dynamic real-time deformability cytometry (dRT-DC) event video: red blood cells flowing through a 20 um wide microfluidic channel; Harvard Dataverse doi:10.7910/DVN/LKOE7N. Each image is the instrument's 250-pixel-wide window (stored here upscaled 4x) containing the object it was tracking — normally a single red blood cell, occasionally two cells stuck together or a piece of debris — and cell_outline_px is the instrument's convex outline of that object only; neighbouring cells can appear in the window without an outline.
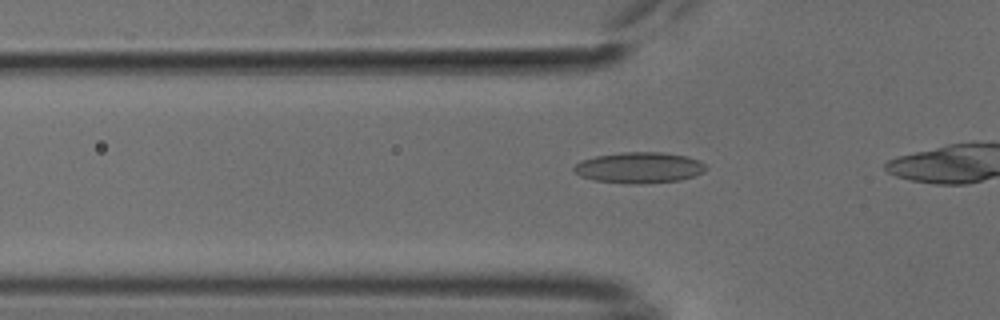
{"species": "common noctule bat (a hibernating species)", "species_latin": "Nyctalus noctula", "temperature_condition": "cold", "stored_images_in_passage": 16, "camera_frame_rate_fps": 3000, "um_per_image_px": 0.085, "animal": {"sex": "male", "body_mass_g": 18.8}, "frame": {"image": 1, "passage_image": 7, "time_ms": 2.0, "image_size_px": [1000, 320], "cell_outline_px": [[708, 168], [704, 172], [680, 180], [632, 184], [628, 184], [596, 180], [580, 176], [572, 172], [572, 168], [580, 160], [596, 156], [624, 152], [660, 152], [688, 156], [700, 160]], "centroid_in_image_um": [54.32, 14.24], "position_along_channel_um": 71.5, "area_um2": 23.81}}
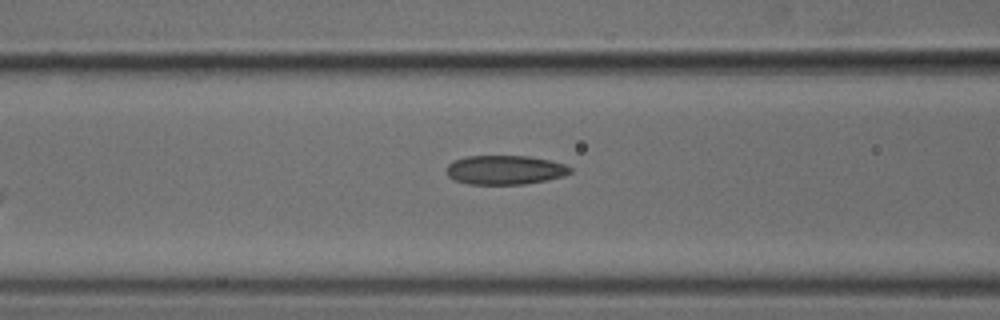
{"frame": {"image": 2, "passage_image": 12, "time_ms": 3.667, "image_size_px": [1000, 320], "cell_outline_px": [[572, 172], [560, 176], [544, 180], [524, 184], [472, 184], [456, 180], [448, 176], [448, 164], [464, 156], [528, 156], [548, 160], [564, 164], [572, 168]], "centroid_in_image_um": [42.92, 14.43], "position_along_channel_um": 123.7, "area_um2": 20.63}}